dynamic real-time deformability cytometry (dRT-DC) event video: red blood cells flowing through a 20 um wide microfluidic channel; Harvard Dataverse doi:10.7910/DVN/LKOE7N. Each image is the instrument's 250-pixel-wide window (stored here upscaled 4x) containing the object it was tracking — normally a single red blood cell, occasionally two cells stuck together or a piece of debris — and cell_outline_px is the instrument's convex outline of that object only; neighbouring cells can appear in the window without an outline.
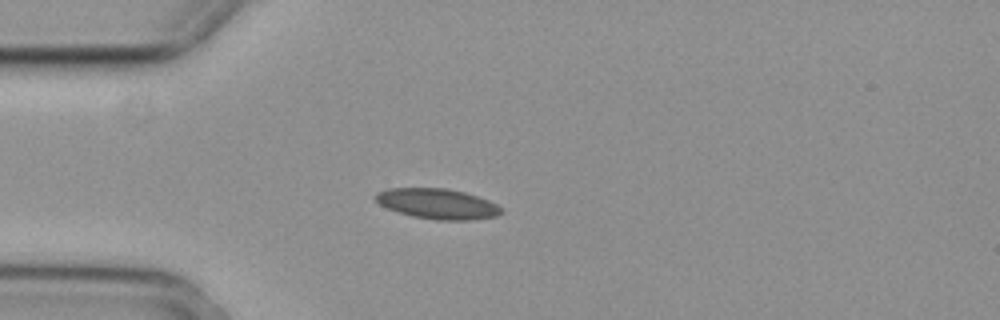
{"species": "common noctule bat (a hibernating species)", "species_latin": "Nyctalus noctula", "temperature_condition": "cold", "stored_images_in_passage": 4, "camera_frame_rate_fps": 3000, "um_per_image_px": 0.085, "animal": {"sex": "female", "body_mass_g": 29.2, "forearm_length_mm": 56.3}, "frame": {"image": 1, "passage_image": 4, "time_ms": 1.0, "image_size_px": [1000, 320], "cell_outline_px": [[504, 212], [496, 216], [472, 220], [436, 220], [412, 216], [388, 208], [380, 204], [376, 200], [376, 192], [388, 188], [448, 188], [464, 192], [488, 200], [496, 204]], "centroid_in_image_um": [37.2, 17.32], "position_along_channel_um": 47.8, "area_um2": 22.08}}